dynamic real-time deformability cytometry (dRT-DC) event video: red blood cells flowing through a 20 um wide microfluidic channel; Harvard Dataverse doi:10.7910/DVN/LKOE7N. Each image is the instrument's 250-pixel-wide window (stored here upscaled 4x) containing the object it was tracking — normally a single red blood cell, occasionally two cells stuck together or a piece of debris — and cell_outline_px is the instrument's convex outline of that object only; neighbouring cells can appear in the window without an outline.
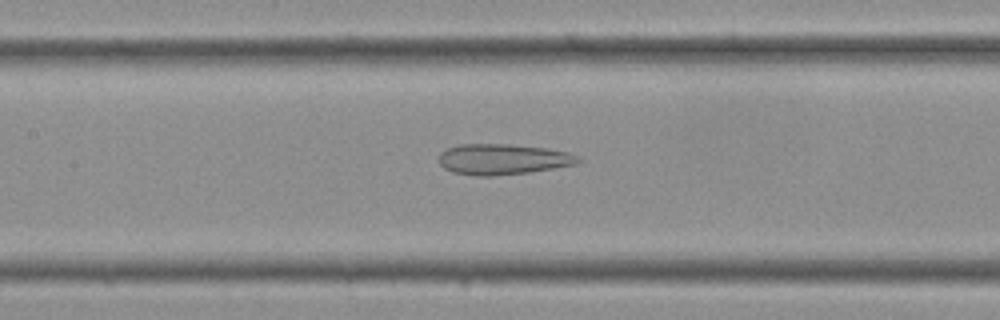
{"species": "Egyptian fruit bat (a non-hibernating species)", "species_latin": "Rousettus aegyptiacus", "temperature_condition": "cold", "stored_images_in_passage": 29, "camera_frame_rate_fps": 3000, "um_per_image_px": 0.085, "frame": {"image": 1, "passage_image": 10, "time_ms": 3.0, "image_size_px": [1000, 320], "cell_outline_px": [[584, 160], [576, 164], [556, 168], [528, 172], [492, 176], [476, 176], [452, 172], [444, 168], [440, 164], [440, 152], [448, 148], [460, 144], [508, 144], [548, 148], [568, 152]], "centroid_in_image_um": [42.76, 13.54], "position_along_channel_um": 164.6, "area_um2": 24.97}}
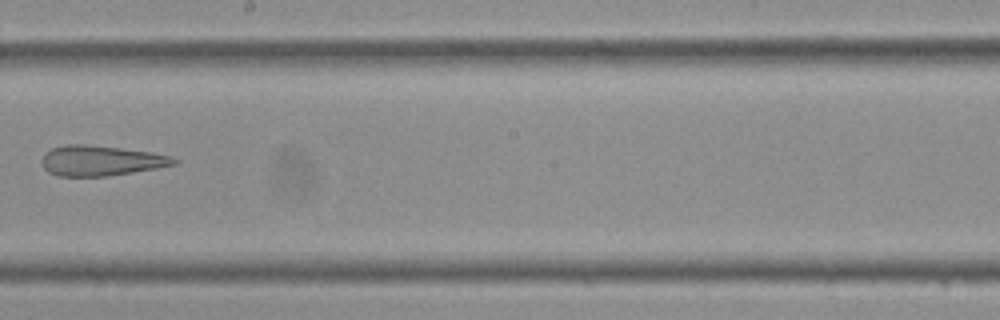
{"frame": {"image": 2, "passage_image": 14, "time_ms": 4.333, "image_size_px": [1000, 320], "cell_outline_px": [[180, 160], [176, 164], [156, 168], [108, 176], [60, 176], [48, 172], [44, 168], [40, 160], [44, 152], [52, 148], [68, 144], [84, 144], [120, 148], [152, 152], [172, 156]], "centroid_in_image_um": [8.56, 13.65], "position_along_channel_um": 239.6, "area_um2": 23.35}}
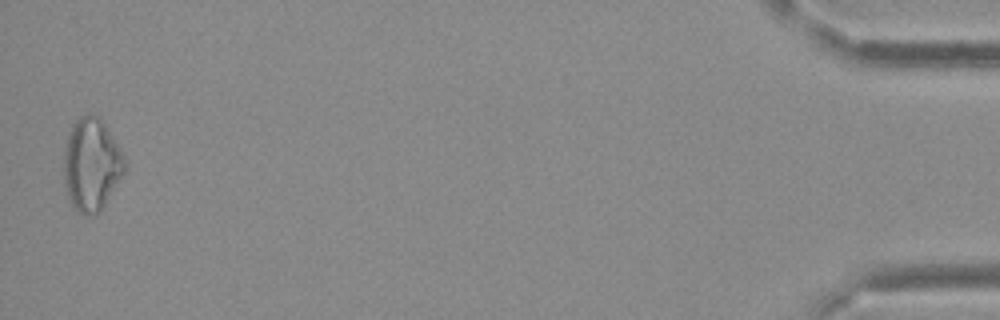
{"frame": {"image": 3, "passage_image": 29, "time_ms": 9.333, "image_size_px": [1000, 320], "cell_outline_px": [[128, 164], [124, 172], [100, 212], [88, 216], [84, 216], [68, 200], [64, 184], [64, 148], [72, 124], [80, 116], [100, 116], [120, 148]], "centroid_in_image_um": [7.78, 14.0], "position_along_channel_um": 427.4, "area_um2": 32.89}}